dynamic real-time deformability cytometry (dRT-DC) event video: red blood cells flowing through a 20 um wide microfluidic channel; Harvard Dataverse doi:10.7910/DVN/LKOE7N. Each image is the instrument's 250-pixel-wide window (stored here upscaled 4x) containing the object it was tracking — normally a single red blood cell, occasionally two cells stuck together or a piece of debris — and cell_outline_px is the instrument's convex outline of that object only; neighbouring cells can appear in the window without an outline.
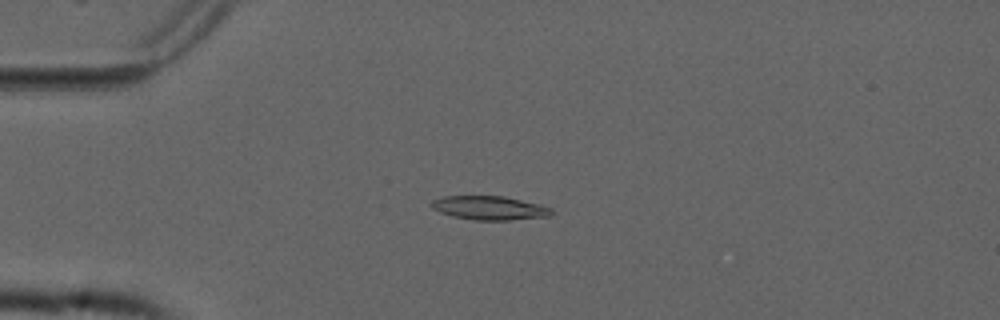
{"species": "common noctule bat (a hibernating species)", "species_latin": "Nyctalus noctula", "temperature_condition": "cold", "stored_images_in_passage": 53, "camera_frame_rate_fps": 3000, "um_per_image_px": 0.085, "animal": {"sex": "male", "forearm_length_mm": 52.5}, "frame": {"image": 1, "passage_image": 13, "time_ms": 4.0, "image_size_px": [1000, 320], "cell_outline_px": [[556, 212], [552, 216], [508, 220], [472, 220], [452, 216], [440, 212], [432, 208], [432, 200], [444, 196], [504, 196], [540, 204], [552, 208]], "centroid_in_image_um": [41.67, 17.68], "position_along_channel_um": 43.3, "area_um2": 16.82}}
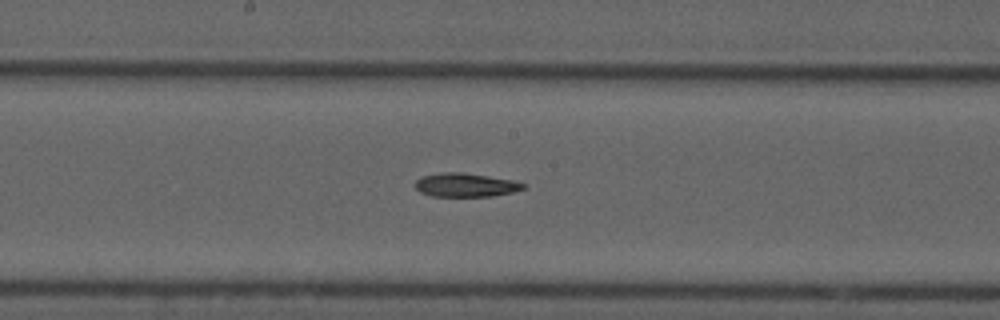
{"frame": {"image": 2, "passage_image": 28, "time_ms": 9.0, "image_size_px": [1000, 320], "cell_outline_px": [[524, 188], [512, 192], [492, 196], [432, 196], [420, 192], [416, 188], [416, 180], [424, 176], [440, 172], [464, 172], [512, 180], [524, 184]], "centroid_in_image_um": [39.55, 15.72], "position_along_channel_um": 208.7, "area_um2": 14.74}}
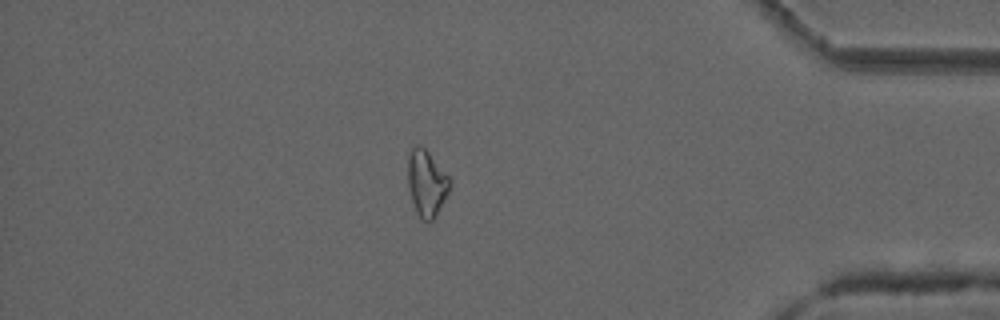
{"frame": {"image": 3, "passage_image": 46, "time_ms": 15.0, "image_size_px": [1000, 320], "cell_outline_px": [[452, 184], [444, 200], [432, 220], [424, 220], [416, 212], [408, 188], [408, 156], [412, 148], [416, 144], [420, 144], [428, 152], [452, 180]], "centroid_in_image_um": [36.26, 15.53], "position_along_channel_um": 398.9, "area_um2": 15.95}, "authors_computed_cell_mechanics": {"area_um2": 15.9528, "velocity_mm_per_s": 3.774, "shape_relaxation_time_tau1_ms": 11.3386, "shape_relaxation_time_tau2_ms": null, "deformation_change_tau1": 0.2511, "deformation_change_tau2": null}}